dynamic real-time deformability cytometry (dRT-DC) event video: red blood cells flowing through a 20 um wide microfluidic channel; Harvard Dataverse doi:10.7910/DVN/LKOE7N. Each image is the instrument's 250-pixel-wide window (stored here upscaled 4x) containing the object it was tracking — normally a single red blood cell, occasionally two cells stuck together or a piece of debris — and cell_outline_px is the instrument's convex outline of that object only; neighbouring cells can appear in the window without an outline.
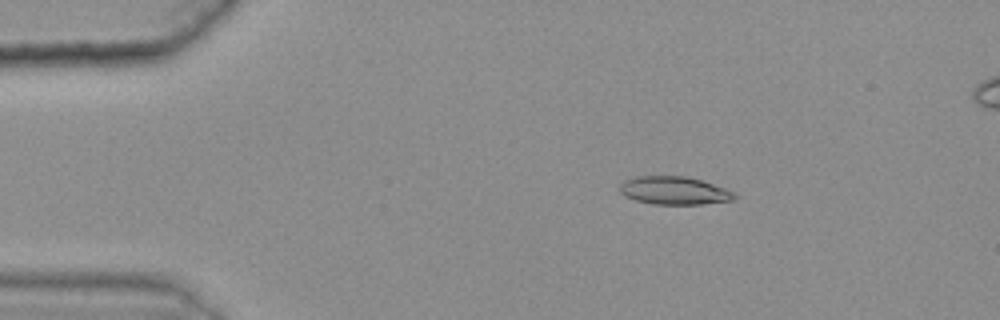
{"species": "common noctule bat (a hibernating species)", "species_latin": "Nyctalus noctula", "temperature_condition": "warm", "stored_images_in_passage": 44, "camera_frame_rate_fps": 3000, "um_per_image_px": 0.085, "animal": {"sex": "female", "body_mass_g": 25.1}, "frame": {"image": 1, "passage_image": 6, "time_ms": 1.667, "image_size_px": [1000, 320], "cell_outline_px": [[736, 196], [732, 200], [700, 204], [652, 204], [636, 200], [624, 196], [620, 192], [620, 184], [624, 180], [636, 176], [684, 176], [700, 180], [724, 188], [732, 192]], "centroid_in_image_um": [57.24, 16.19], "position_along_channel_um": 27.8, "area_um2": 18.5}}
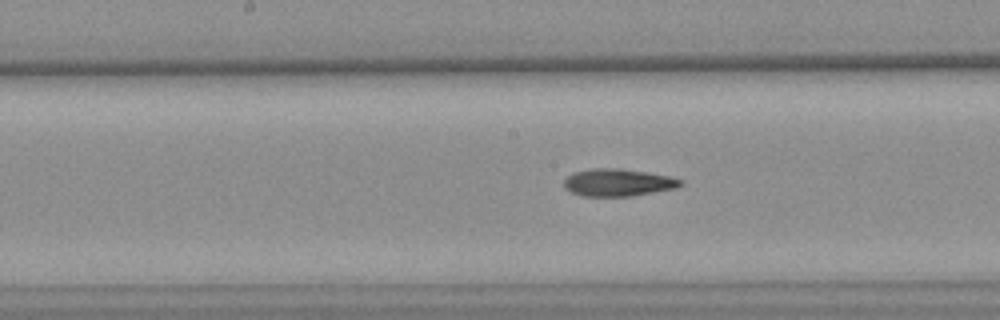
{"frame": {"image": 2, "passage_image": 25, "time_ms": 8.0, "image_size_px": [1000, 320], "cell_outline_px": [[684, 184], [676, 188], [632, 196], [580, 196], [564, 188], [564, 180], [572, 172], [592, 168], [616, 168], [672, 176], [684, 180]], "centroid_in_image_um": [52.54, 15.51], "position_along_channel_um": 195.7, "area_um2": 18.73}}
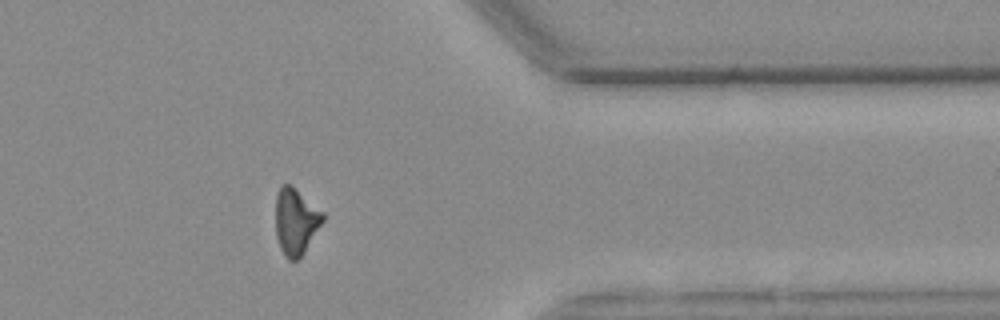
{"frame": {"image": 3, "passage_image": 42, "time_ms": 13.667, "image_size_px": [1000, 320], "cell_outline_px": [[324, 220], [304, 252], [296, 260], [288, 260], [284, 256], [280, 248], [276, 236], [276, 196], [280, 188], [284, 184], [292, 184], [324, 212]], "centroid_in_image_um": [25.14, 18.8], "position_along_channel_um": 386.3, "area_um2": 18.32}, "authors_computed_cell_mechanics": {"area_um2": 18.7272, "velocity_mm_per_s": 3.6294, "shape_relaxation_time_tau1_ms": null, "shape_relaxation_time_tau2_ms": 6.5399, "deformation_change_tau1": null, "deformation_change_tau2": 0.1725}}